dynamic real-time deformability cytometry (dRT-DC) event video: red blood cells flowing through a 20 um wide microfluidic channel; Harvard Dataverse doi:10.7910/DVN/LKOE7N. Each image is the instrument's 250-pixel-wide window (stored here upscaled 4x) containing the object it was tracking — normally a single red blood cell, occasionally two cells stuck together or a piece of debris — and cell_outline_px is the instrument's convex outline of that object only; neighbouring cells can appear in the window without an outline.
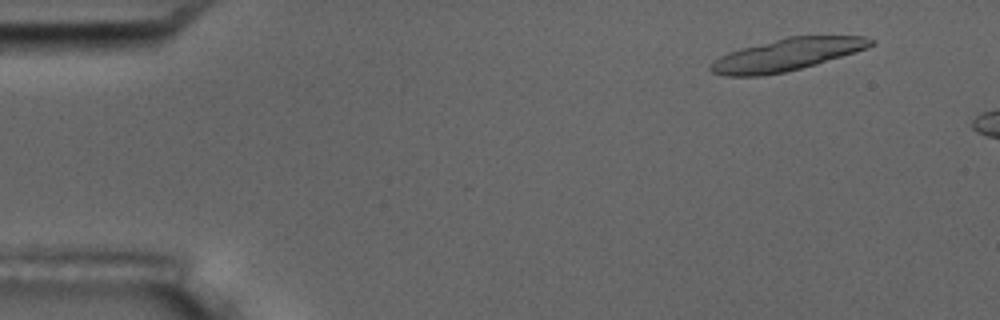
{"species": "common noctule bat (a hibernating species)", "species_latin": "Nyctalus noctula", "temperature_condition": "room temperature", "stored_images_in_passage": 7, "camera_frame_rate_fps": 3000, "um_per_image_px": 0.085, "animal": {"sex": "male", "body_mass_g": 17.5, "forearm_length_mm": 52.3}, "frame": {"image": 1, "passage_image": 2, "time_ms": 1.333, "image_size_px": [1000, 320], "cell_outline_px": [[876, 44], [868, 48], [856, 52], [816, 64], [784, 72], [760, 76], [724, 76], [712, 72], [708, 68], [708, 64], [712, 60], [728, 52], [740, 48], [788, 36], [864, 36], [876, 40]], "centroid_in_image_um": [66.86, 4.64], "position_along_channel_um": 18.1, "area_um2": 30.29}}